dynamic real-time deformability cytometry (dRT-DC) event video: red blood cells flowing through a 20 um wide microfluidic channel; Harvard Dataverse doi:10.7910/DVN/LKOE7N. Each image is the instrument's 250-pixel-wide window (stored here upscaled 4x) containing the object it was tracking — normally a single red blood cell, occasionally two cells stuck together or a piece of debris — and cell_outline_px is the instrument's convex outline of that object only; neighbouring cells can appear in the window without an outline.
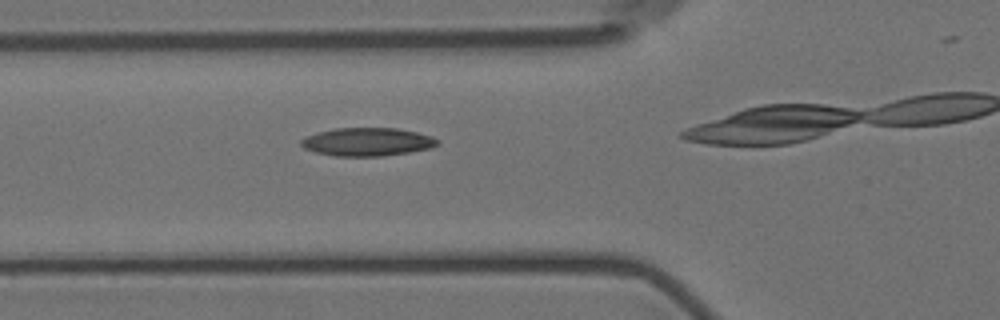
{"species": "Egyptian fruit bat (a non-hibernating species)", "species_latin": "Rousettus aegyptiacus", "temperature_condition": "room temperature", "stored_images_in_passage": 10, "camera_frame_rate_fps": 3000, "um_per_image_px": 0.085, "animal": {"sex": "female"}, "frame": {"image": 1, "passage_image": 5, "time_ms": 4.333, "image_size_px": [1000, 320], "cell_outline_px": [[440, 144], [432, 148], [408, 152], [380, 156], [332, 156], [316, 152], [304, 148], [300, 144], [300, 140], [304, 136], [316, 132], [332, 128], [396, 128], [416, 132], [432, 136], [440, 140]], "centroid_in_image_um": [31.2, 12.05], "position_along_channel_um": 94.6, "area_um2": 22.66}}
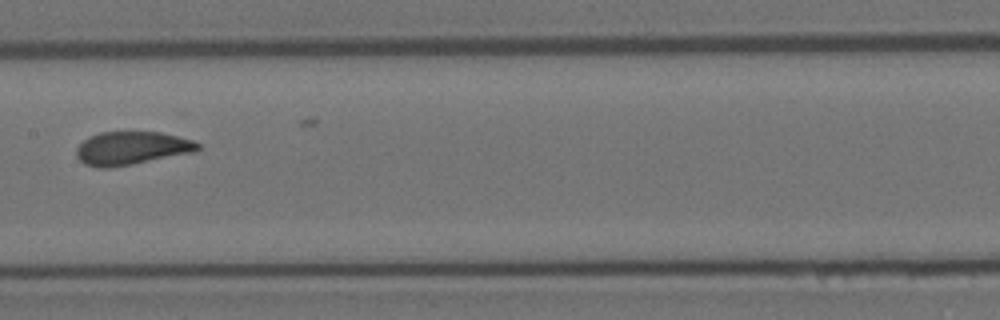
{"frame": {"image": 2, "passage_image": 9, "time_ms": 9.0, "image_size_px": [1000, 320], "cell_outline_px": [[200, 148], [192, 152], [112, 168], [96, 168], [84, 164], [76, 156], [76, 148], [84, 140], [100, 132], [160, 132], [192, 140], [200, 144]], "centroid_in_image_um": [11.14, 12.6], "position_along_channel_um": 196.3, "area_um2": 23.29}}
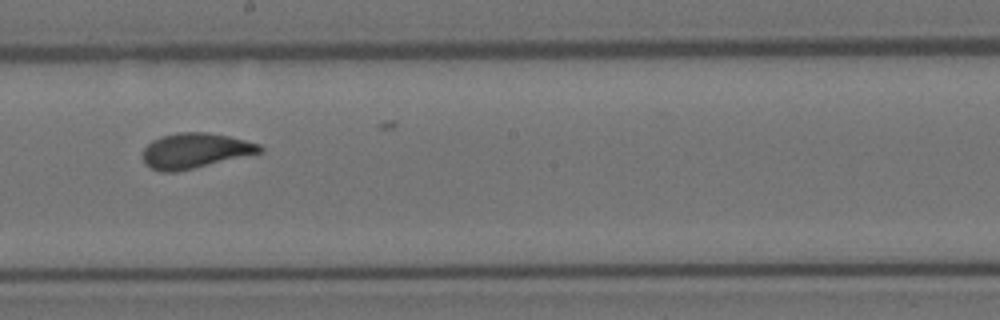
{"frame": {"image": 3, "passage_image": 10, "time_ms": 10.0, "image_size_px": [1000, 320], "cell_outline_px": [[264, 152], [176, 172], [160, 172], [148, 168], [144, 164], [144, 148], [152, 140], [160, 136], [176, 132], [208, 132], [228, 136], [260, 144], [264, 148]], "centroid_in_image_um": [16.57, 12.81], "position_along_channel_um": 231.6, "area_um2": 24.16}}